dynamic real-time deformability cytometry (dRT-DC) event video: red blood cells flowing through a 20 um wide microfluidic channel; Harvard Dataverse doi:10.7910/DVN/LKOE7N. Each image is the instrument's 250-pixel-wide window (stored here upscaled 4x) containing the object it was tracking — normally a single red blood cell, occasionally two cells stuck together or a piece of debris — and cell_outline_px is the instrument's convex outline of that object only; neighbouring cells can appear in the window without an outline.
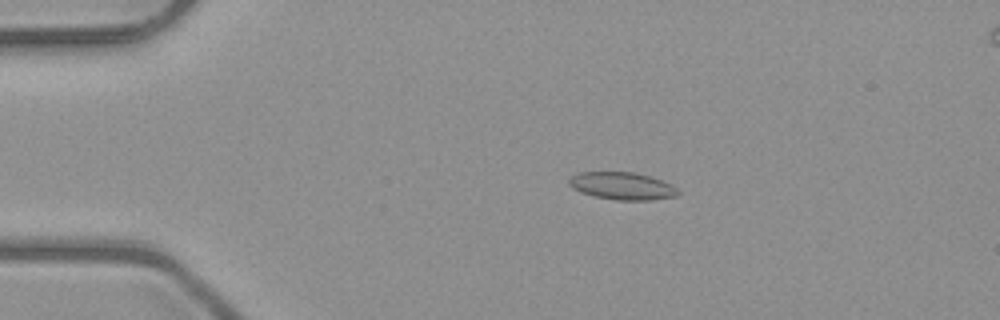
{"species": "common noctule bat (a hibernating species)", "species_latin": "Nyctalus noctula", "temperature_condition": "room temperature", "stored_images_in_passage": 46, "camera_frame_rate_fps": 3000, "um_per_image_px": 0.085, "animal": {"sex": "male", "body_mass_g": 23.1, "forearm_length_mm": 52.7}, "frame": {"image": 1, "passage_image": 5, "time_ms": 1.333, "image_size_px": [1000, 320], "cell_outline_px": [[680, 192], [676, 196], [652, 200], [616, 200], [596, 196], [580, 192], [572, 188], [568, 184], [568, 180], [572, 176], [580, 172], [636, 172], [672, 184]], "centroid_in_image_um": [52.88, 15.8], "position_along_channel_um": 32.1, "area_um2": 17.4}}
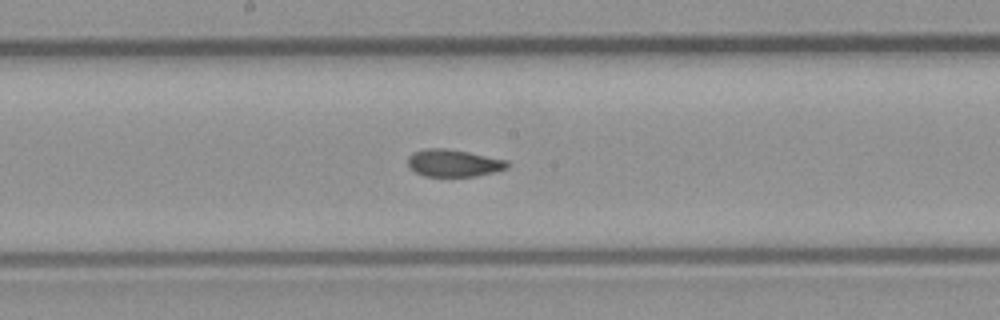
{"frame": {"image": 2, "passage_image": 22, "time_ms": 7.0, "image_size_px": [1000, 320], "cell_outline_px": [[508, 168], [476, 176], [424, 176], [408, 168], [408, 156], [412, 152], [424, 148], [444, 148], [468, 152], [508, 160]], "centroid_in_image_um": [38.51, 13.85], "position_along_channel_um": 209.7, "area_um2": 15.84}}
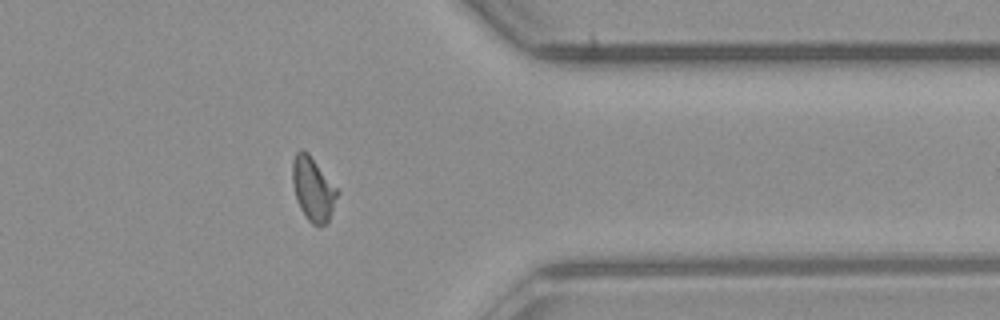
{"frame": {"image": 3, "passage_image": 36, "time_ms": 11.667, "image_size_px": [1000, 320], "cell_outline_px": [[340, 192], [328, 220], [320, 228], [312, 224], [304, 216], [296, 200], [292, 184], [292, 160], [296, 152], [300, 148], [308, 152]], "centroid_in_image_um": [26.59, 16.06], "position_along_channel_um": 384.8, "area_um2": 16.88}, "authors_computed_cell_mechanics": {"area_um2": 16.2418, "velocity_mm_per_s": 4.0297, "shape_relaxation_time_tau1_ms": null, "shape_relaxation_time_tau2_ms": 1.2744, "deformation_change_tau1": null, "deformation_change_tau2": 0.0669}}